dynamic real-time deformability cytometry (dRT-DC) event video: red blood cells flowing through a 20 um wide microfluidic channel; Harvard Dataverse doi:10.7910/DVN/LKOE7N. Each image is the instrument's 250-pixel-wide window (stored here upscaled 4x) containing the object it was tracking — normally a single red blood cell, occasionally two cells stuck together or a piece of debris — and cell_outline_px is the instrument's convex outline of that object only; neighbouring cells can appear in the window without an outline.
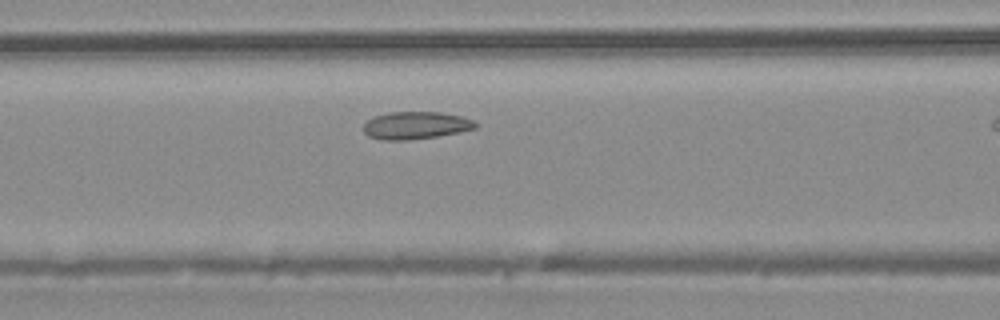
{"species": "common noctule bat (a hibernating species)", "species_latin": "Nyctalus noctula", "temperature_condition": "warm", "stored_images_in_passage": 6, "camera_frame_rate_fps": 3000, "um_per_image_px": 0.085, "animal": {"sex": "male", "body_mass_g": 20.4}, "frame": {"image": 1, "passage_image": 5, "time_ms": 1.333, "image_size_px": [1000, 320], "cell_outline_px": [[476, 128], [436, 136], [408, 140], [380, 140], [368, 136], [364, 132], [364, 124], [368, 120], [376, 116], [388, 112], [440, 112], [460, 116], [472, 120], [476, 124]], "centroid_in_image_um": [35.29, 10.66], "position_along_channel_um": 131.3, "area_um2": 17.69}}